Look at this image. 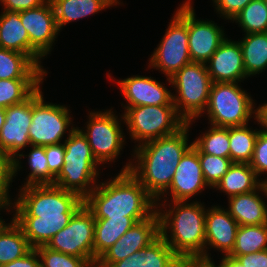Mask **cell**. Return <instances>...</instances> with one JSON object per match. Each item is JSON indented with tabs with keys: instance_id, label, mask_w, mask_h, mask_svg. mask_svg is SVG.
<instances>
[{
	"instance_id": "1",
	"label": "cell",
	"mask_w": 267,
	"mask_h": 267,
	"mask_svg": "<svg viewBox=\"0 0 267 267\" xmlns=\"http://www.w3.org/2000/svg\"><path fill=\"white\" fill-rule=\"evenodd\" d=\"M18 190L16 202L11 204L13 220L33 248L46 245L84 204L77 193L54 184L26 185Z\"/></svg>"
},
{
	"instance_id": "2",
	"label": "cell",
	"mask_w": 267,
	"mask_h": 267,
	"mask_svg": "<svg viewBox=\"0 0 267 267\" xmlns=\"http://www.w3.org/2000/svg\"><path fill=\"white\" fill-rule=\"evenodd\" d=\"M192 123H186L176 133L135 146L134 160L123 166L160 203L161 195H168L176 167L182 156L193 145L188 144V132ZM135 163V164H134Z\"/></svg>"
},
{
	"instance_id": "3",
	"label": "cell",
	"mask_w": 267,
	"mask_h": 267,
	"mask_svg": "<svg viewBox=\"0 0 267 267\" xmlns=\"http://www.w3.org/2000/svg\"><path fill=\"white\" fill-rule=\"evenodd\" d=\"M84 204L95 219H147L157 211L156 200L129 171L98 184Z\"/></svg>"
},
{
	"instance_id": "4",
	"label": "cell",
	"mask_w": 267,
	"mask_h": 267,
	"mask_svg": "<svg viewBox=\"0 0 267 267\" xmlns=\"http://www.w3.org/2000/svg\"><path fill=\"white\" fill-rule=\"evenodd\" d=\"M166 201L156 203L160 236L182 261L205 262V206L198 201H173L167 210Z\"/></svg>"
},
{
	"instance_id": "5",
	"label": "cell",
	"mask_w": 267,
	"mask_h": 267,
	"mask_svg": "<svg viewBox=\"0 0 267 267\" xmlns=\"http://www.w3.org/2000/svg\"><path fill=\"white\" fill-rule=\"evenodd\" d=\"M64 140V165L54 180V185L77 193L85 199L98 185L97 167L100 163L92 154L86 136L76 127Z\"/></svg>"
},
{
	"instance_id": "6",
	"label": "cell",
	"mask_w": 267,
	"mask_h": 267,
	"mask_svg": "<svg viewBox=\"0 0 267 267\" xmlns=\"http://www.w3.org/2000/svg\"><path fill=\"white\" fill-rule=\"evenodd\" d=\"M168 81L177 90L172 98L178 115L186 123L201 117L205 112L212 84L206 64L191 62Z\"/></svg>"
},
{
	"instance_id": "7",
	"label": "cell",
	"mask_w": 267,
	"mask_h": 267,
	"mask_svg": "<svg viewBox=\"0 0 267 267\" xmlns=\"http://www.w3.org/2000/svg\"><path fill=\"white\" fill-rule=\"evenodd\" d=\"M254 100L237 82H212L205 109L209 122L216 127H235L256 119ZM252 114L254 116H252Z\"/></svg>"
},
{
	"instance_id": "8",
	"label": "cell",
	"mask_w": 267,
	"mask_h": 267,
	"mask_svg": "<svg viewBox=\"0 0 267 267\" xmlns=\"http://www.w3.org/2000/svg\"><path fill=\"white\" fill-rule=\"evenodd\" d=\"M123 123L138 145L176 133L186 122L178 115L175 105H143L124 107Z\"/></svg>"
},
{
	"instance_id": "9",
	"label": "cell",
	"mask_w": 267,
	"mask_h": 267,
	"mask_svg": "<svg viewBox=\"0 0 267 267\" xmlns=\"http://www.w3.org/2000/svg\"><path fill=\"white\" fill-rule=\"evenodd\" d=\"M39 86L32 93V119L29 127L31 146L60 144L66 131L74 130L70 110L64 105L44 102ZM72 124L71 129L68 127Z\"/></svg>"
},
{
	"instance_id": "10",
	"label": "cell",
	"mask_w": 267,
	"mask_h": 267,
	"mask_svg": "<svg viewBox=\"0 0 267 267\" xmlns=\"http://www.w3.org/2000/svg\"><path fill=\"white\" fill-rule=\"evenodd\" d=\"M111 110L89 112L86 130L80 129L88 140L92 154L100 164L117 160L125 144L120 119Z\"/></svg>"
},
{
	"instance_id": "11",
	"label": "cell",
	"mask_w": 267,
	"mask_h": 267,
	"mask_svg": "<svg viewBox=\"0 0 267 267\" xmlns=\"http://www.w3.org/2000/svg\"><path fill=\"white\" fill-rule=\"evenodd\" d=\"M93 213L83 204L69 223L45 245L51 250L88 259L94 265Z\"/></svg>"
},
{
	"instance_id": "12",
	"label": "cell",
	"mask_w": 267,
	"mask_h": 267,
	"mask_svg": "<svg viewBox=\"0 0 267 267\" xmlns=\"http://www.w3.org/2000/svg\"><path fill=\"white\" fill-rule=\"evenodd\" d=\"M165 35L149 59V68H156L173 77L185 65L191 63L188 46V26L174 13Z\"/></svg>"
},
{
	"instance_id": "13",
	"label": "cell",
	"mask_w": 267,
	"mask_h": 267,
	"mask_svg": "<svg viewBox=\"0 0 267 267\" xmlns=\"http://www.w3.org/2000/svg\"><path fill=\"white\" fill-rule=\"evenodd\" d=\"M191 2L186 0L175 12L188 26L191 61L206 64L226 37L214 21L196 19Z\"/></svg>"
},
{
	"instance_id": "14",
	"label": "cell",
	"mask_w": 267,
	"mask_h": 267,
	"mask_svg": "<svg viewBox=\"0 0 267 267\" xmlns=\"http://www.w3.org/2000/svg\"><path fill=\"white\" fill-rule=\"evenodd\" d=\"M20 19L29 36L30 59L47 74L41 65V58L51 52L52 44L60 32L51 1L47 0L39 7L21 11Z\"/></svg>"
},
{
	"instance_id": "15",
	"label": "cell",
	"mask_w": 267,
	"mask_h": 267,
	"mask_svg": "<svg viewBox=\"0 0 267 267\" xmlns=\"http://www.w3.org/2000/svg\"><path fill=\"white\" fill-rule=\"evenodd\" d=\"M160 236V218L156 211L151 217L136 223L120 239L105 251L95 267H109L133 253L143 250Z\"/></svg>"
},
{
	"instance_id": "16",
	"label": "cell",
	"mask_w": 267,
	"mask_h": 267,
	"mask_svg": "<svg viewBox=\"0 0 267 267\" xmlns=\"http://www.w3.org/2000/svg\"><path fill=\"white\" fill-rule=\"evenodd\" d=\"M32 119V94L23 102L5 108V123L0 131V151L15 158L29 147V127Z\"/></svg>"
},
{
	"instance_id": "17",
	"label": "cell",
	"mask_w": 267,
	"mask_h": 267,
	"mask_svg": "<svg viewBox=\"0 0 267 267\" xmlns=\"http://www.w3.org/2000/svg\"><path fill=\"white\" fill-rule=\"evenodd\" d=\"M206 187L208 185L201 169L198 148L193 144L182 156L167 190H170L171 202L188 201Z\"/></svg>"
},
{
	"instance_id": "18",
	"label": "cell",
	"mask_w": 267,
	"mask_h": 267,
	"mask_svg": "<svg viewBox=\"0 0 267 267\" xmlns=\"http://www.w3.org/2000/svg\"><path fill=\"white\" fill-rule=\"evenodd\" d=\"M238 227L239 224L232 218L227 209L221 208L219 205L206 209L205 262H213L207 252L209 246L220 250L224 256L232 252Z\"/></svg>"
},
{
	"instance_id": "19",
	"label": "cell",
	"mask_w": 267,
	"mask_h": 267,
	"mask_svg": "<svg viewBox=\"0 0 267 267\" xmlns=\"http://www.w3.org/2000/svg\"><path fill=\"white\" fill-rule=\"evenodd\" d=\"M117 83L127 100L124 107L174 105L171 90L152 77L133 75Z\"/></svg>"
},
{
	"instance_id": "20",
	"label": "cell",
	"mask_w": 267,
	"mask_h": 267,
	"mask_svg": "<svg viewBox=\"0 0 267 267\" xmlns=\"http://www.w3.org/2000/svg\"><path fill=\"white\" fill-rule=\"evenodd\" d=\"M212 82H241L248 78L239 42L226 38L206 63Z\"/></svg>"
},
{
	"instance_id": "21",
	"label": "cell",
	"mask_w": 267,
	"mask_h": 267,
	"mask_svg": "<svg viewBox=\"0 0 267 267\" xmlns=\"http://www.w3.org/2000/svg\"><path fill=\"white\" fill-rule=\"evenodd\" d=\"M182 262L165 240L159 236L143 250L109 267H180Z\"/></svg>"
},
{
	"instance_id": "22",
	"label": "cell",
	"mask_w": 267,
	"mask_h": 267,
	"mask_svg": "<svg viewBox=\"0 0 267 267\" xmlns=\"http://www.w3.org/2000/svg\"><path fill=\"white\" fill-rule=\"evenodd\" d=\"M259 191H263L262 186L257 190L228 198L227 210L239 226L267 223V204L264 198L259 196Z\"/></svg>"
},
{
	"instance_id": "23",
	"label": "cell",
	"mask_w": 267,
	"mask_h": 267,
	"mask_svg": "<svg viewBox=\"0 0 267 267\" xmlns=\"http://www.w3.org/2000/svg\"><path fill=\"white\" fill-rule=\"evenodd\" d=\"M59 29L66 24L98 13L112 5H120L118 0H50Z\"/></svg>"
},
{
	"instance_id": "24",
	"label": "cell",
	"mask_w": 267,
	"mask_h": 267,
	"mask_svg": "<svg viewBox=\"0 0 267 267\" xmlns=\"http://www.w3.org/2000/svg\"><path fill=\"white\" fill-rule=\"evenodd\" d=\"M0 48L26 54L30 58V41L20 19V12L4 10L0 14Z\"/></svg>"
},
{
	"instance_id": "25",
	"label": "cell",
	"mask_w": 267,
	"mask_h": 267,
	"mask_svg": "<svg viewBox=\"0 0 267 267\" xmlns=\"http://www.w3.org/2000/svg\"><path fill=\"white\" fill-rule=\"evenodd\" d=\"M46 75L26 54L0 48V79H44Z\"/></svg>"
},
{
	"instance_id": "26",
	"label": "cell",
	"mask_w": 267,
	"mask_h": 267,
	"mask_svg": "<svg viewBox=\"0 0 267 267\" xmlns=\"http://www.w3.org/2000/svg\"><path fill=\"white\" fill-rule=\"evenodd\" d=\"M145 219H95L94 266L98 258L131 227Z\"/></svg>"
},
{
	"instance_id": "27",
	"label": "cell",
	"mask_w": 267,
	"mask_h": 267,
	"mask_svg": "<svg viewBox=\"0 0 267 267\" xmlns=\"http://www.w3.org/2000/svg\"><path fill=\"white\" fill-rule=\"evenodd\" d=\"M261 181L249 163H233L215 188L225 192L229 198L257 190Z\"/></svg>"
},
{
	"instance_id": "28",
	"label": "cell",
	"mask_w": 267,
	"mask_h": 267,
	"mask_svg": "<svg viewBox=\"0 0 267 267\" xmlns=\"http://www.w3.org/2000/svg\"><path fill=\"white\" fill-rule=\"evenodd\" d=\"M238 41L242 50L246 76H254L267 68V32L245 34Z\"/></svg>"
},
{
	"instance_id": "29",
	"label": "cell",
	"mask_w": 267,
	"mask_h": 267,
	"mask_svg": "<svg viewBox=\"0 0 267 267\" xmlns=\"http://www.w3.org/2000/svg\"><path fill=\"white\" fill-rule=\"evenodd\" d=\"M32 249L22 229L13 218L0 229V265L19 259Z\"/></svg>"
},
{
	"instance_id": "30",
	"label": "cell",
	"mask_w": 267,
	"mask_h": 267,
	"mask_svg": "<svg viewBox=\"0 0 267 267\" xmlns=\"http://www.w3.org/2000/svg\"><path fill=\"white\" fill-rule=\"evenodd\" d=\"M32 147L28 155H24L23 153H19L14 160V177L16 176V172L21 168V158L28 156V164L31 169V173H29L28 177H26L27 182L24 183L23 186L26 185H34V184H53L55 177L49 172L47 165V157L45 154L44 146H30ZM19 169V170H18Z\"/></svg>"
},
{
	"instance_id": "31",
	"label": "cell",
	"mask_w": 267,
	"mask_h": 267,
	"mask_svg": "<svg viewBox=\"0 0 267 267\" xmlns=\"http://www.w3.org/2000/svg\"><path fill=\"white\" fill-rule=\"evenodd\" d=\"M242 126L229 127L230 159L233 163H250L258 137V130Z\"/></svg>"
},
{
	"instance_id": "32",
	"label": "cell",
	"mask_w": 267,
	"mask_h": 267,
	"mask_svg": "<svg viewBox=\"0 0 267 267\" xmlns=\"http://www.w3.org/2000/svg\"><path fill=\"white\" fill-rule=\"evenodd\" d=\"M267 249V223L239 226L234 249L229 256H242Z\"/></svg>"
},
{
	"instance_id": "33",
	"label": "cell",
	"mask_w": 267,
	"mask_h": 267,
	"mask_svg": "<svg viewBox=\"0 0 267 267\" xmlns=\"http://www.w3.org/2000/svg\"><path fill=\"white\" fill-rule=\"evenodd\" d=\"M44 79H0V106L18 104L26 100Z\"/></svg>"
},
{
	"instance_id": "34",
	"label": "cell",
	"mask_w": 267,
	"mask_h": 267,
	"mask_svg": "<svg viewBox=\"0 0 267 267\" xmlns=\"http://www.w3.org/2000/svg\"><path fill=\"white\" fill-rule=\"evenodd\" d=\"M245 34L267 32V5L264 0H252L232 20Z\"/></svg>"
},
{
	"instance_id": "35",
	"label": "cell",
	"mask_w": 267,
	"mask_h": 267,
	"mask_svg": "<svg viewBox=\"0 0 267 267\" xmlns=\"http://www.w3.org/2000/svg\"><path fill=\"white\" fill-rule=\"evenodd\" d=\"M198 138V139H197ZM193 144L205 154L230 158L229 127L210 126Z\"/></svg>"
},
{
	"instance_id": "36",
	"label": "cell",
	"mask_w": 267,
	"mask_h": 267,
	"mask_svg": "<svg viewBox=\"0 0 267 267\" xmlns=\"http://www.w3.org/2000/svg\"><path fill=\"white\" fill-rule=\"evenodd\" d=\"M198 155L205 182L209 188L211 187L213 189L220 182L233 162L230 158L205 154L199 149Z\"/></svg>"
},
{
	"instance_id": "37",
	"label": "cell",
	"mask_w": 267,
	"mask_h": 267,
	"mask_svg": "<svg viewBox=\"0 0 267 267\" xmlns=\"http://www.w3.org/2000/svg\"><path fill=\"white\" fill-rule=\"evenodd\" d=\"M41 267H95L88 259L54 251L41 245L36 247Z\"/></svg>"
},
{
	"instance_id": "38",
	"label": "cell",
	"mask_w": 267,
	"mask_h": 267,
	"mask_svg": "<svg viewBox=\"0 0 267 267\" xmlns=\"http://www.w3.org/2000/svg\"><path fill=\"white\" fill-rule=\"evenodd\" d=\"M14 177V160L0 151V205L11 206L9 197L10 184Z\"/></svg>"
},
{
	"instance_id": "39",
	"label": "cell",
	"mask_w": 267,
	"mask_h": 267,
	"mask_svg": "<svg viewBox=\"0 0 267 267\" xmlns=\"http://www.w3.org/2000/svg\"><path fill=\"white\" fill-rule=\"evenodd\" d=\"M249 164L257 176L267 173V133L262 130L258 133L252 159Z\"/></svg>"
},
{
	"instance_id": "40",
	"label": "cell",
	"mask_w": 267,
	"mask_h": 267,
	"mask_svg": "<svg viewBox=\"0 0 267 267\" xmlns=\"http://www.w3.org/2000/svg\"><path fill=\"white\" fill-rule=\"evenodd\" d=\"M44 148L49 172L56 178L64 165V144L47 145Z\"/></svg>"
},
{
	"instance_id": "41",
	"label": "cell",
	"mask_w": 267,
	"mask_h": 267,
	"mask_svg": "<svg viewBox=\"0 0 267 267\" xmlns=\"http://www.w3.org/2000/svg\"><path fill=\"white\" fill-rule=\"evenodd\" d=\"M220 16L227 20H233L234 17L247 6L252 0H212Z\"/></svg>"
},
{
	"instance_id": "42",
	"label": "cell",
	"mask_w": 267,
	"mask_h": 267,
	"mask_svg": "<svg viewBox=\"0 0 267 267\" xmlns=\"http://www.w3.org/2000/svg\"><path fill=\"white\" fill-rule=\"evenodd\" d=\"M47 0H0L3 10L21 12L43 5Z\"/></svg>"
},
{
	"instance_id": "43",
	"label": "cell",
	"mask_w": 267,
	"mask_h": 267,
	"mask_svg": "<svg viewBox=\"0 0 267 267\" xmlns=\"http://www.w3.org/2000/svg\"><path fill=\"white\" fill-rule=\"evenodd\" d=\"M236 258L245 267H267V249L242 256H230Z\"/></svg>"
},
{
	"instance_id": "44",
	"label": "cell",
	"mask_w": 267,
	"mask_h": 267,
	"mask_svg": "<svg viewBox=\"0 0 267 267\" xmlns=\"http://www.w3.org/2000/svg\"><path fill=\"white\" fill-rule=\"evenodd\" d=\"M0 267H41V260L36 248H33L23 257L10 263L2 264Z\"/></svg>"
},
{
	"instance_id": "45",
	"label": "cell",
	"mask_w": 267,
	"mask_h": 267,
	"mask_svg": "<svg viewBox=\"0 0 267 267\" xmlns=\"http://www.w3.org/2000/svg\"><path fill=\"white\" fill-rule=\"evenodd\" d=\"M255 120L262 126V131L267 133V103L258 106Z\"/></svg>"
},
{
	"instance_id": "46",
	"label": "cell",
	"mask_w": 267,
	"mask_h": 267,
	"mask_svg": "<svg viewBox=\"0 0 267 267\" xmlns=\"http://www.w3.org/2000/svg\"><path fill=\"white\" fill-rule=\"evenodd\" d=\"M217 267H245L236 258L225 255Z\"/></svg>"
},
{
	"instance_id": "47",
	"label": "cell",
	"mask_w": 267,
	"mask_h": 267,
	"mask_svg": "<svg viewBox=\"0 0 267 267\" xmlns=\"http://www.w3.org/2000/svg\"><path fill=\"white\" fill-rule=\"evenodd\" d=\"M180 267H217L213 262L183 261Z\"/></svg>"
},
{
	"instance_id": "48",
	"label": "cell",
	"mask_w": 267,
	"mask_h": 267,
	"mask_svg": "<svg viewBox=\"0 0 267 267\" xmlns=\"http://www.w3.org/2000/svg\"><path fill=\"white\" fill-rule=\"evenodd\" d=\"M5 123V108L0 106V131Z\"/></svg>"
},
{
	"instance_id": "49",
	"label": "cell",
	"mask_w": 267,
	"mask_h": 267,
	"mask_svg": "<svg viewBox=\"0 0 267 267\" xmlns=\"http://www.w3.org/2000/svg\"><path fill=\"white\" fill-rule=\"evenodd\" d=\"M12 206H8V205H0V211L3 210V209H6L8 212H10L9 210L11 209ZM6 222L4 221V219H1L0 218V229L3 227V225L5 224Z\"/></svg>"
},
{
	"instance_id": "50",
	"label": "cell",
	"mask_w": 267,
	"mask_h": 267,
	"mask_svg": "<svg viewBox=\"0 0 267 267\" xmlns=\"http://www.w3.org/2000/svg\"><path fill=\"white\" fill-rule=\"evenodd\" d=\"M261 186L263 188V191L261 192V194L264 193V195L267 197V179L265 178V180L261 179Z\"/></svg>"
}]
</instances>
